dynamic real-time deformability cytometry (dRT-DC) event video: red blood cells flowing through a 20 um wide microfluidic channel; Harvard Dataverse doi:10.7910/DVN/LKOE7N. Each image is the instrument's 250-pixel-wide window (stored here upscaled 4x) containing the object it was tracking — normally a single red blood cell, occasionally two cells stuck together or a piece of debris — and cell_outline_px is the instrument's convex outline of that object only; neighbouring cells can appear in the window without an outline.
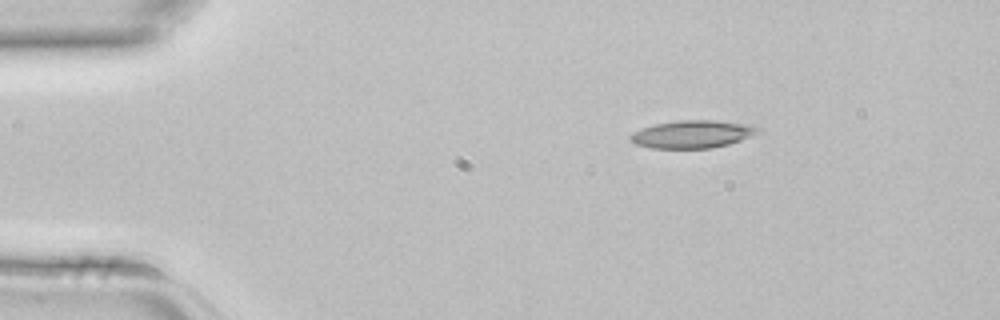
{"species": "common noctule bat (a hibernating species)", "species_latin": "Nyctalus noctula", "temperature_condition": "room temperature", "stored_images_in_passage": 2, "camera_frame_rate_fps": 3000, "um_per_image_px": 0.085, "animal": {"sex": "female", "body_mass_g": 22.7, "forearm_length_mm": 54.2}, "frame": {"image": 1, "passage_image": 1, "time_ms": 0.0, "image_size_px": [1000, 320], "cell_outline_px": [[760, 132], [740, 140], [728, 144], [712, 148], [652, 148], [636, 144], [628, 136], [632, 132], [640, 128], [656, 124], [680, 120], [716, 120], [756, 124], [760, 128]], "centroid_in_image_um": [58.9, 11.39], "position_along_channel_um": 26.1, "area_um2": 20.75}}